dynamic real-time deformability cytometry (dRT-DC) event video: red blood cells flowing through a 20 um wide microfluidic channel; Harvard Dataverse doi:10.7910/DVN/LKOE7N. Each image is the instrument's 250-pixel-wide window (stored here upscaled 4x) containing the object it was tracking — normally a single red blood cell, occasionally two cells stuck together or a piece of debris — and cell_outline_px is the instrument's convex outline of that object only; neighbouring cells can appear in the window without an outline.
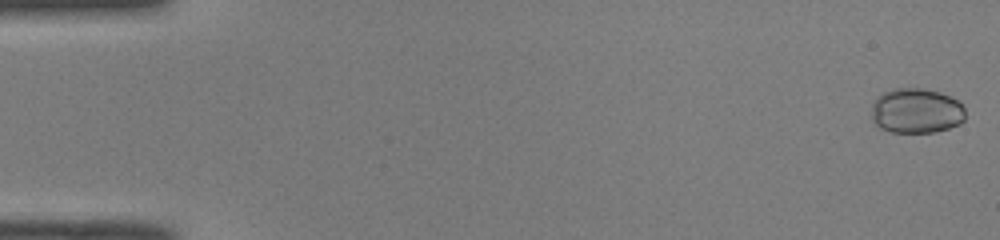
{"species": "common noctule bat (a hibernating species)", "species_latin": "Nyctalus noctula", "temperature_condition": "room temperature", "stored_images_in_passage": 51, "camera_frame_rate_fps": 3000, "um_per_image_px": 0.085, "animal": {"sex": "male", "body_mass_g": 19.0, "forearm_length_mm": 50.8}, "frame": {"image": 1, "passage_image": 1, "time_ms": 0.0, "image_size_px": [1000, 240], "cell_outline_px": [[964, 120], [960, 124], [948, 128], [932, 132], [892, 132], [880, 128], [872, 120], [872, 100], [876, 96], [892, 88], [920, 88], [940, 92], [956, 100], [964, 108]], "centroid_in_image_um": [77.84, 9.41], "position_along_channel_um": 7.2, "area_um2": 24.68}}
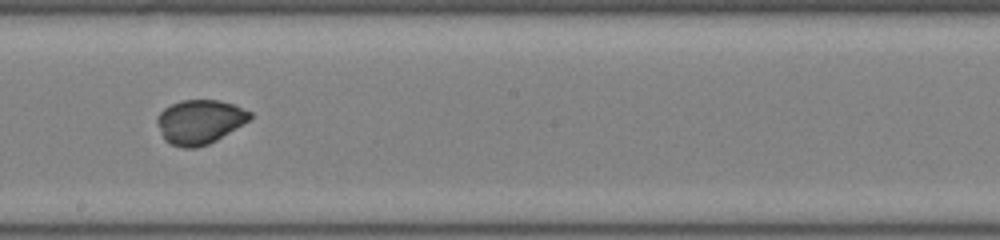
{"frame": {"image": 2, "passage_image": 29, "time_ms": 9.333, "image_size_px": [1000, 240], "cell_outline_px": [[252, 116], [248, 120], [216, 140], [208, 144], [196, 148], [184, 148], [168, 144], [164, 140], [156, 124], [156, 120], [160, 112], [164, 108], [180, 100], [216, 100], [232, 104], [252, 112]], "centroid_in_image_um": [16.92, 10.36], "position_along_channel_um": 231.3, "area_um2": 23.81}}
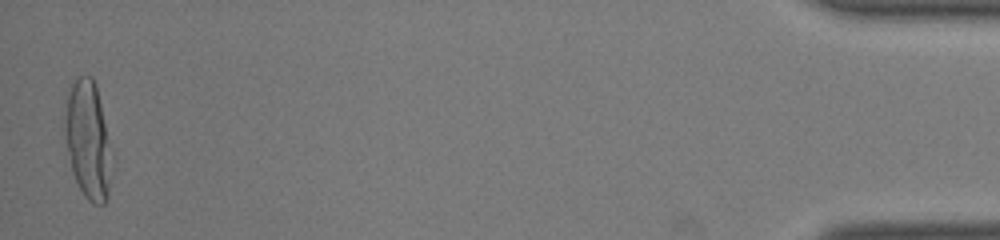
{"frame": {"image": 3, "passage_image": 50, "time_ms": 16.333, "image_size_px": [1000, 240], "cell_outline_px": [[112, 148], [108, 196], [104, 204], [92, 204], [84, 196], [72, 172], [64, 132], [64, 124], [68, 96], [72, 84], [80, 76], [92, 76], [96, 84]], "centroid_in_image_um": [7.5, 11.92], "position_along_channel_um": 427.7, "area_um2": 32.02}, "authors_computed_cell_mechanics": {"area_um2": 25.0274, "velocity_mm_per_s": 4.073, "shape_relaxation_time_tau1_ms": 3.7006, "shape_relaxation_time_tau2_ms": null, "deformation_change_tau1": 0.1073, "deformation_change_tau2": null}}